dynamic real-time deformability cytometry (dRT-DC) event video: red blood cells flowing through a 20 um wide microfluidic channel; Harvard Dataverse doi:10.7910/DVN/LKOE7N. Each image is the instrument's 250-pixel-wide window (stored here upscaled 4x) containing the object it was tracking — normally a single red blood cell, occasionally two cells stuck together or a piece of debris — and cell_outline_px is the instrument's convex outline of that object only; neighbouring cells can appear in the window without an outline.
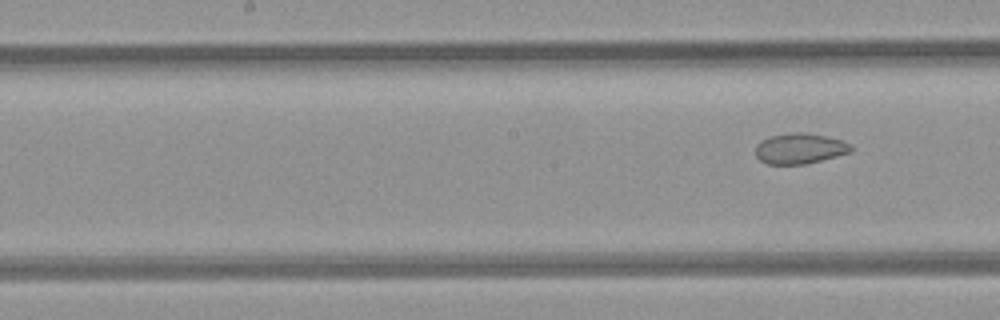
{"species": "common noctule bat (a hibernating species)", "species_latin": "Nyctalus noctula", "temperature_condition": "room temperature", "stored_images_in_passage": 9, "segment_of_instrument_passage": [2, 2], "camera_frame_rate_fps": 3000, "um_per_image_px": 0.085, "animal": {"sex": "female", "body_mass_g": 21.9}, "frame": {"image": 1, "passage_image": 9, "time_ms": 9.333, "image_size_px": [1000, 320], "cell_outline_px": [[852, 152], [808, 164], [768, 164], [760, 160], [756, 156], [756, 144], [760, 140], [768, 136], [792, 132], [808, 132], [840, 140], [852, 144]], "centroid_in_image_um": [67.98, 12.62], "position_along_channel_um": 180.2, "area_um2": 17.22}}